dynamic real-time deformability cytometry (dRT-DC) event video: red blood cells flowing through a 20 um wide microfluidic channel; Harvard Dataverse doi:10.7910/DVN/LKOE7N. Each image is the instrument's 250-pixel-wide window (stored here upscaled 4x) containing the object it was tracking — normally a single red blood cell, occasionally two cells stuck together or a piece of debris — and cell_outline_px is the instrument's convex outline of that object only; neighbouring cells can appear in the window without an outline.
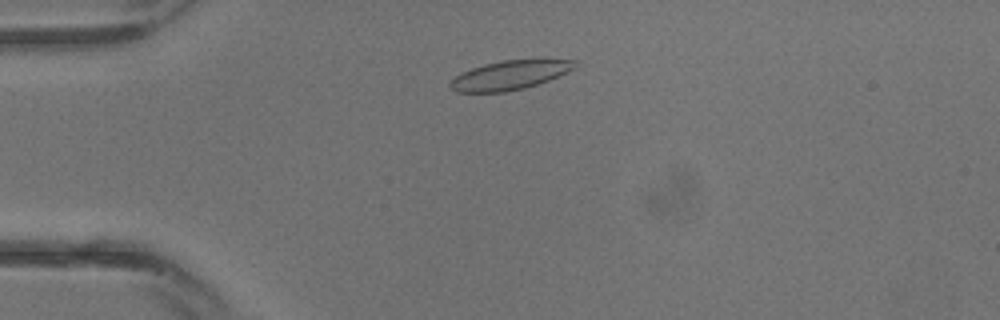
{"species": "common noctule bat (a hibernating species)", "species_latin": "Nyctalus noctula", "temperature_condition": "warm", "stored_images_in_passage": 18, "camera_frame_rate_fps": 3000, "um_per_image_px": 0.085, "animal": {"sex": "male", "body_mass_g": 13.3}, "frame": {"image": 1, "passage_image": 5, "time_ms": 1.333, "image_size_px": [1000, 320], "cell_outline_px": [[580, 60], [576, 68], [568, 72], [548, 80], [524, 88], [504, 92], [456, 92], [448, 84], [456, 76], [472, 68], [484, 64], [504, 60], [540, 56], [544, 56]], "centroid_in_image_um": [43.5, 6.31], "position_along_channel_um": 41.5, "area_um2": 22.02}}
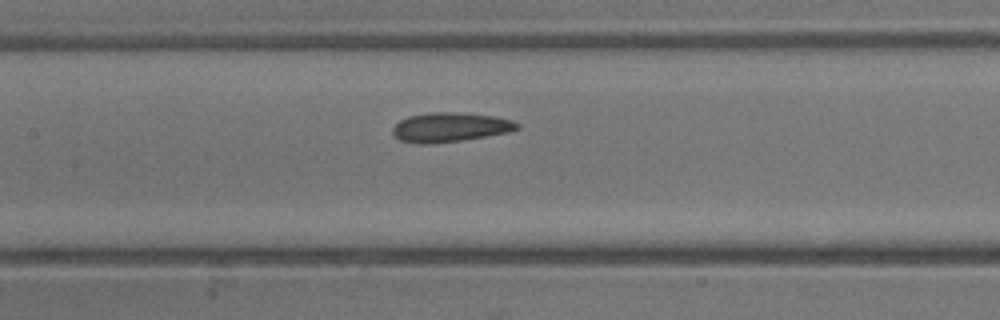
{"frame": {"image": 2, "passage_image": 12, "time_ms": 3.667, "image_size_px": [1000, 320], "cell_outline_px": [[520, 128], [508, 132], [460, 140], [432, 144], [416, 144], [400, 140], [392, 132], [392, 128], [400, 120], [408, 116], [432, 112], [456, 112], [492, 116], [512, 120], [520, 124]], "centroid_in_image_um": [38.23, 10.81], "position_along_channel_um": 169.2, "area_um2": 21.15}}
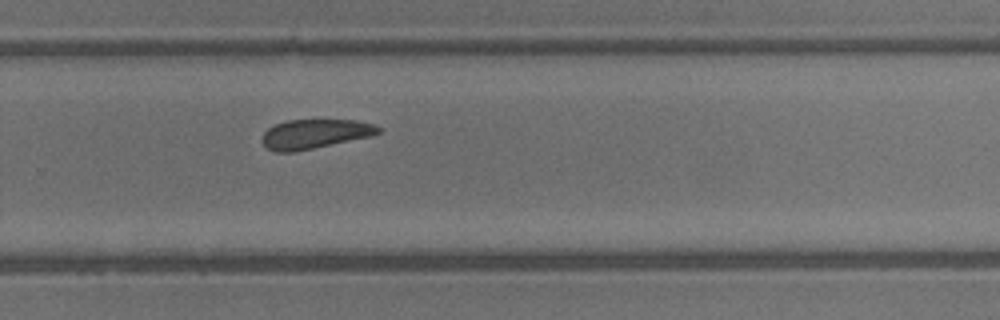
{"frame": {"image": 3, "passage_image": 18, "time_ms": 5.667, "image_size_px": [1000, 320], "cell_outline_px": [[380, 132], [372, 136], [292, 152], [276, 152], [268, 148], [260, 140], [264, 132], [268, 128], [276, 124], [288, 120], [352, 120], [372, 124], [380, 128]], "centroid_in_image_um": [26.72, 11.38], "position_along_channel_um": 303.1, "area_um2": 19.59}}